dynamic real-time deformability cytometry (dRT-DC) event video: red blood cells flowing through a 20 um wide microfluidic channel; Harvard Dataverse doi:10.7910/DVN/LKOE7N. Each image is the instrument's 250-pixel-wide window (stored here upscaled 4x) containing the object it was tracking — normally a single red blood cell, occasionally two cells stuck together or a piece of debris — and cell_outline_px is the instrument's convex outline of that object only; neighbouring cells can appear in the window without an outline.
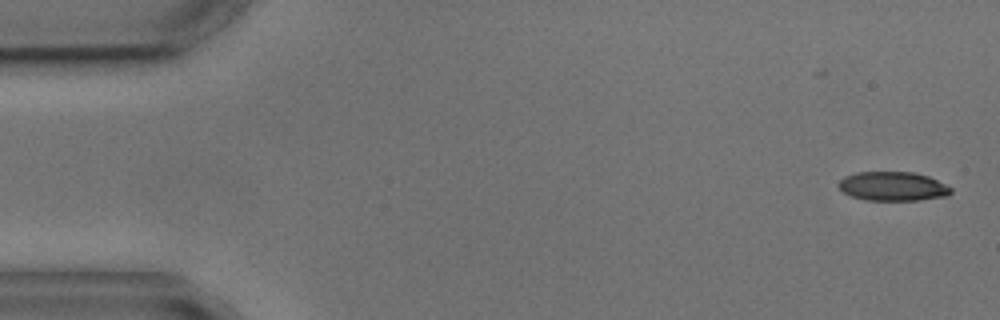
{"species": "common noctule bat (a hibernating species)", "species_latin": "Nyctalus noctula", "temperature_condition": "cold", "stored_images_in_passage": 4, "camera_frame_rate_fps": 3000, "um_per_image_px": 0.085, "animal": {"sex": "male", "body_mass_g": 17.9, "forearm_length_mm": 54.2}, "frame": {"image": 1, "passage_image": 1, "time_ms": 0.0, "image_size_px": [1000, 320], "cell_outline_px": [[952, 192], [948, 196], [920, 200], [864, 200], [852, 196], [844, 192], [836, 184], [844, 176], [856, 172], [912, 172], [928, 176], [952, 188]], "centroid_in_image_um": [75.88, 15.84], "position_along_channel_um": 9.1, "area_um2": 19.07}}
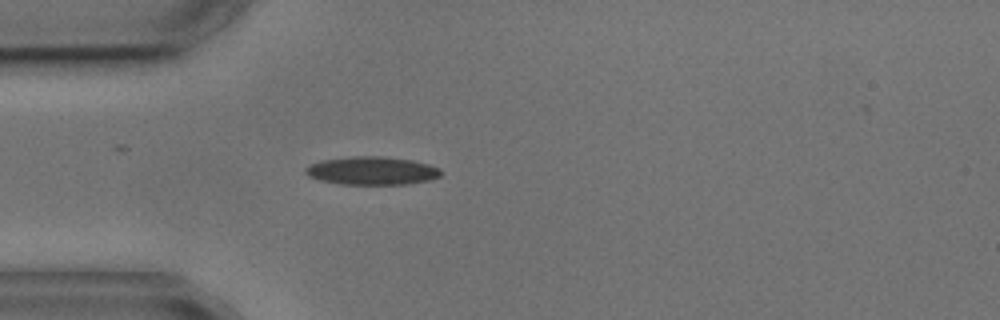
{"frame": {"image": 2, "passage_image": 4, "time_ms": 4.333, "image_size_px": [1000, 320], "cell_outline_px": [[440, 176], [432, 180], [408, 184], [340, 184], [320, 180], [308, 176], [304, 172], [304, 168], [320, 160], [352, 156], [384, 156], [412, 160], [428, 164], [440, 168]], "centroid_in_image_um": [31.61, 14.51], "position_along_channel_um": 53.4, "area_um2": 22.37}}